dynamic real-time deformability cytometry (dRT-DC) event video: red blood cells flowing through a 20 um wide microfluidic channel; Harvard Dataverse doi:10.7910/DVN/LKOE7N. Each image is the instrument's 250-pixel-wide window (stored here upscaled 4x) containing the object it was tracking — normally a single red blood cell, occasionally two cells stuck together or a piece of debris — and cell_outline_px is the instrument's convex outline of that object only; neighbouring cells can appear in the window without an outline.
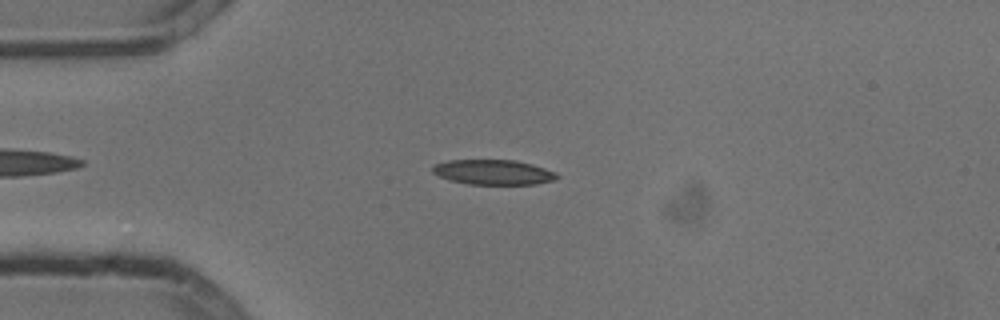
{"species": "common noctule bat (a hibernating species)", "species_latin": "Nyctalus noctula", "temperature_condition": "cold", "stored_images_in_passage": 50, "camera_frame_rate_fps": 3000, "um_per_image_px": 0.085, "animal": {"sex": "male", "body_mass_g": 13.3}, "frame": {"image": 1, "passage_image": 10, "time_ms": 3.0, "image_size_px": [1000, 320], "cell_outline_px": [[560, 176], [556, 180], [536, 184], [468, 184], [452, 180], [440, 176], [432, 172], [432, 168], [436, 164], [448, 160], [516, 160], [532, 164], [556, 172]], "centroid_in_image_um": [41.98, 14.63], "position_along_channel_um": 43.0, "area_um2": 18.03}}
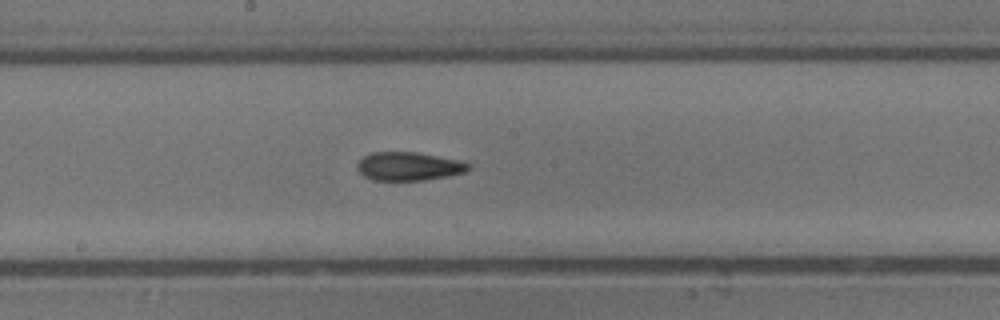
{"frame": {"image": 2, "passage_image": 25, "time_ms": 8.0, "image_size_px": [1000, 320], "cell_outline_px": [[472, 164], [464, 172], [448, 176], [424, 180], [372, 180], [364, 176], [356, 168], [356, 164], [364, 156], [372, 152], [416, 152], [460, 160]], "centroid_in_image_um": [34.73, 14.13], "position_along_channel_um": 213.5, "area_um2": 18.44}}
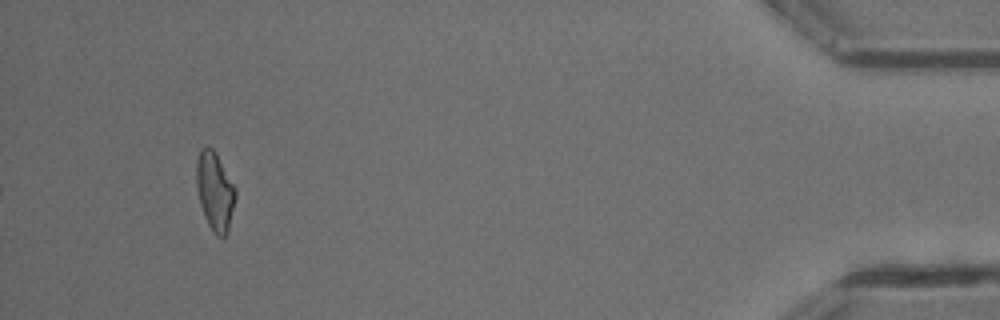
{"frame": {"image": 3, "passage_image": 47, "time_ms": 15.333, "image_size_px": [1000, 320], "cell_outline_px": [[236, 196], [228, 232], [224, 236], [216, 236], [208, 224], [204, 216], [200, 204], [196, 184], [196, 164], [200, 148], [208, 144], [216, 152], [236, 188]], "centroid_in_image_um": [18.26, 16.22], "position_along_channel_um": 416.9, "area_um2": 18.03}, "authors_computed_cell_mechanics": {"area_um2": 18.207, "velocity_mm_per_s": 3.8142, "shape_relaxation_time_tau1_ms": null, "shape_relaxation_time_tau2_ms": 6.3287, "deformation_change_tau1": null, "deformation_change_tau2": 0.161}}